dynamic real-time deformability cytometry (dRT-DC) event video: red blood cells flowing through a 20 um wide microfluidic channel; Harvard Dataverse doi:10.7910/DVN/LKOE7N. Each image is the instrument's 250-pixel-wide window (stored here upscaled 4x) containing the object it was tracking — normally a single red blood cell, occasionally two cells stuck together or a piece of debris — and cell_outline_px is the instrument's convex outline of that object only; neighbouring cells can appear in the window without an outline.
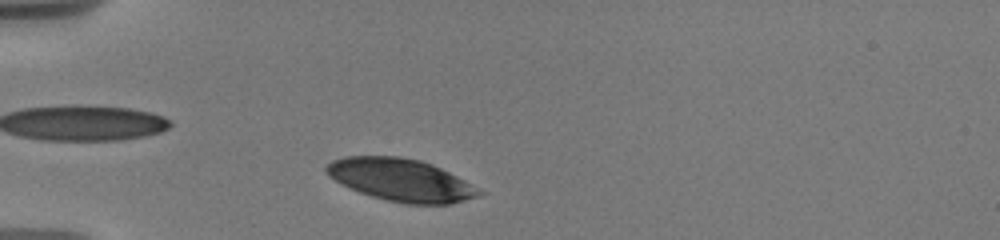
{"species": "human", "species_latin": "Homo sapiens", "temperature_condition": "warm", "stored_images_in_passage": 31, "camera_frame_rate_fps": 3000, "um_per_image_px": 0.085, "donor": {"sex": "male"}, "frame": {"image": 1, "passage_image": 3, "time_ms": 0.667, "image_size_px": [1000, 240], "cell_outline_px": [[488, 192], [480, 196], [452, 204], [408, 204], [388, 200], [372, 196], [360, 192], [336, 180], [324, 172], [324, 168], [332, 160], [344, 156], [400, 156], [420, 160], [432, 164]], "centroid_in_image_um": [34.13, 15.29], "position_along_channel_um": 50.9, "area_um2": 37.74}}
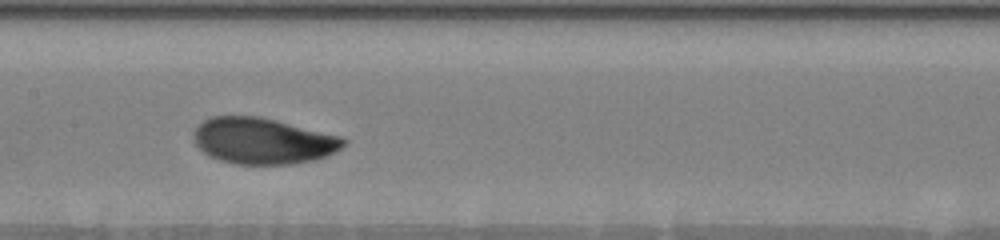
{"frame": {"image": 2, "passage_image": 16, "time_ms": 5.0, "image_size_px": [1000, 240], "cell_outline_px": [[348, 140], [340, 148], [328, 156], [316, 160], [292, 164], [236, 164], [220, 160], [204, 152], [196, 144], [192, 136], [192, 132], [204, 120], [212, 116], [260, 116], [344, 136]], "centroid_in_image_um": [22.39, 11.97], "position_along_channel_um": 185.0, "area_um2": 40.58}}
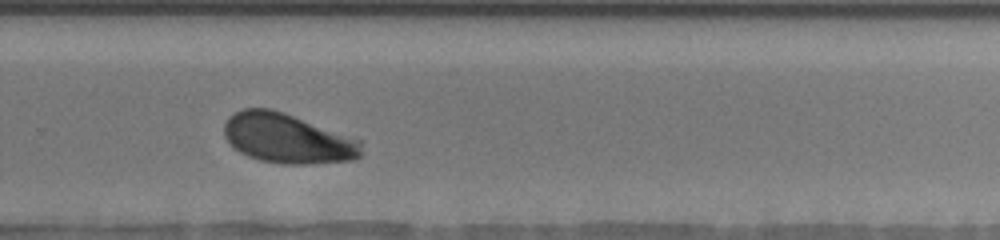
{"frame": {"image": 3, "passage_image": 25, "time_ms": 8.333, "image_size_px": [1000, 240], "cell_outline_px": [[364, 152], [356, 160], [312, 164], [280, 164], [260, 160], [248, 156], [240, 152], [224, 136], [224, 124], [228, 116], [244, 108], [272, 108], [284, 112], [364, 140]], "centroid_in_image_um": [24.52, 11.77], "position_along_channel_um": 305.3, "area_um2": 40.46}, "authors_computed_cell_mechanics": {"area_um2": 40.2866, "velocity_mm_per_s": 3.6263, "shape_relaxation_time_tau1_ms": 2.5874, "shape_relaxation_time_tau2_ms": null, "deformation_change_tau1": 0.1243, "deformation_change_tau2": null}}